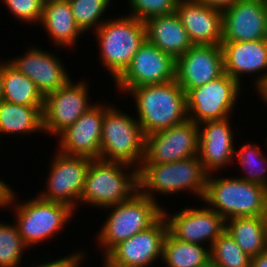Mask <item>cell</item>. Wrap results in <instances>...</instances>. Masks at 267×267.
I'll return each instance as SVG.
<instances>
[{"instance_id": "6", "label": "cell", "mask_w": 267, "mask_h": 267, "mask_svg": "<svg viewBox=\"0 0 267 267\" xmlns=\"http://www.w3.org/2000/svg\"><path fill=\"white\" fill-rule=\"evenodd\" d=\"M113 209L98 234L99 245L104 256L120 242L152 226L162 215L158 202L142 195L139 191L130 199L107 206Z\"/></svg>"}, {"instance_id": "31", "label": "cell", "mask_w": 267, "mask_h": 267, "mask_svg": "<svg viewBox=\"0 0 267 267\" xmlns=\"http://www.w3.org/2000/svg\"><path fill=\"white\" fill-rule=\"evenodd\" d=\"M77 26L84 33L91 28L97 30L103 23L100 19L106 12L110 0H68ZM100 20V21H99Z\"/></svg>"}, {"instance_id": "9", "label": "cell", "mask_w": 267, "mask_h": 267, "mask_svg": "<svg viewBox=\"0 0 267 267\" xmlns=\"http://www.w3.org/2000/svg\"><path fill=\"white\" fill-rule=\"evenodd\" d=\"M240 85L224 73L213 81L191 89L186 94L188 119L199 124L228 118L240 94Z\"/></svg>"}, {"instance_id": "10", "label": "cell", "mask_w": 267, "mask_h": 267, "mask_svg": "<svg viewBox=\"0 0 267 267\" xmlns=\"http://www.w3.org/2000/svg\"><path fill=\"white\" fill-rule=\"evenodd\" d=\"M199 124L187 119L145 136V156L141 163L165 164L198 155Z\"/></svg>"}, {"instance_id": "42", "label": "cell", "mask_w": 267, "mask_h": 267, "mask_svg": "<svg viewBox=\"0 0 267 267\" xmlns=\"http://www.w3.org/2000/svg\"><path fill=\"white\" fill-rule=\"evenodd\" d=\"M197 267H215V266H214L213 262L210 261V262H208L207 264H205L203 266H197Z\"/></svg>"}, {"instance_id": "33", "label": "cell", "mask_w": 267, "mask_h": 267, "mask_svg": "<svg viewBox=\"0 0 267 267\" xmlns=\"http://www.w3.org/2000/svg\"><path fill=\"white\" fill-rule=\"evenodd\" d=\"M177 2L178 0H129L132 12L128 15L146 21L150 17L176 12Z\"/></svg>"}, {"instance_id": "43", "label": "cell", "mask_w": 267, "mask_h": 267, "mask_svg": "<svg viewBox=\"0 0 267 267\" xmlns=\"http://www.w3.org/2000/svg\"><path fill=\"white\" fill-rule=\"evenodd\" d=\"M42 1L45 3V2H48V1H53V0H42Z\"/></svg>"}, {"instance_id": "36", "label": "cell", "mask_w": 267, "mask_h": 267, "mask_svg": "<svg viewBox=\"0 0 267 267\" xmlns=\"http://www.w3.org/2000/svg\"><path fill=\"white\" fill-rule=\"evenodd\" d=\"M12 189L0 180V208L7 207L8 205H12L15 199V193H13Z\"/></svg>"}, {"instance_id": "15", "label": "cell", "mask_w": 267, "mask_h": 267, "mask_svg": "<svg viewBox=\"0 0 267 267\" xmlns=\"http://www.w3.org/2000/svg\"><path fill=\"white\" fill-rule=\"evenodd\" d=\"M267 39V0H238L222 11V41Z\"/></svg>"}, {"instance_id": "28", "label": "cell", "mask_w": 267, "mask_h": 267, "mask_svg": "<svg viewBox=\"0 0 267 267\" xmlns=\"http://www.w3.org/2000/svg\"><path fill=\"white\" fill-rule=\"evenodd\" d=\"M162 261L166 267L203 266L211 261L210 248L178 240L168 231L163 243Z\"/></svg>"}, {"instance_id": "7", "label": "cell", "mask_w": 267, "mask_h": 267, "mask_svg": "<svg viewBox=\"0 0 267 267\" xmlns=\"http://www.w3.org/2000/svg\"><path fill=\"white\" fill-rule=\"evenodd\" d=\"M144 156L145 135L139 122L110 106L103 118L99 159L133 166L139 164L136 166L139 168Z\"/></svg>"}, {"instance_id": "26", "label": "cell", "mask_w": 267, "mask_h": 267, "mask_svg": "<svg viewBox=\"0 0 267 267\" xmlns=\"http://www.w3.org/2000/svg\"><path fill=\"white\" fill-rule=\"evenodd\" d=\"M2 100L26 106L43 107L44 96L35 83L9 62L2 63Z\"/></svg>"}, {"instance_id": "17", "label": "cell", "mask_w": 267, "mask_h": 267, "mask_svg": "<svg viewBox=\"0 0 267 267\" xmlns=\"http://www.w3.org/2000/svg\"><path fill=\"white\" fill-rule=\"evenodd\" d=\"M167 211L163 209L168 224V231L178 240L204 244L209 240V248L215 240L225 231V219L210 206L208 208L184 209L167 217ZM208 239V240H207Z\"/></svg>"}, {"instance_id": "19", "label": "cell", "mask_w": 267, "mask_h": 267, "mask_svg": "<svg viewBox=\"0 0 267 267\" xmlns=\"http://www.w3.org/2000/svg\"><path fill=\"white\" fill-rule=\"evenodd\" d=\"M23 55L8 62L31 79L43 96L57 91L70 81L64 64L54 54L34 48Z\"/></svg>"}, {"instance_id": "32", "label": "cell", "mask_w": 267, "mask_h": 267, "mask_svg": "<svg viewBox=\"0 0 267 267\" xmlns=\"http://www.w3.org/2000/svg\"><path fill=\"white\" fill-rule=\"evenodd\" d=\"M25 247L16 224L0 223V267H18Z\"/></svg>"}, {"instance_id": "11", "label": "cell", "mask_w": 267, "mask_h": 267, "mask_svg": "<svg viewBox=\"0 0 267 267\" xmlns=\"http://www.w3.org/2000/svg\"><path fill=\"white\" fill-rule=\"evenodd\" d=\"M51 163L47 190L39 197L44 200L66 204L75 210L80 201L91 158L56 154Z\"/></svg>"}, {"instance_id": "29", "label": "cell", "mask_w": 267, "mask_h": 267, "mask_svg": "<svg viewBox=\"0 0 267 267\" xmlns=\"http://www.w3.org/2000/svg\"><path fill=\"white\" fill-rule=\"evenodd\" d=\"M210 254L215 267H251V257L225 231L212 244Z\"/></svg>"}, {"instance_id": "4", "label": "cell", "mask_w": 267, "mask_h": 267, "mask_svg": "<svg viewBox=\"0 0 267 267\" xmlns=\"http://www.w3.org/2000/svg\"><path fill=\"white\" fill-rule=\"evenodd\" d=\"M102 63L116 81L129 67L146 38L145 22L133 16L107 20L94 31Z\"/></svg>"}, {"instance_id": "23", "label": "cell", "mask_w": 267, "mask_h": 267, "mask_svg": "<svg viewBox=\"0 0 267 267\" xmlns=\"http://www.w3.org/2000/svg\"><path fill=\"white\" fill-rule=\"evenodd\" d=\"M144 22L147 40L175 60L194 45L176 12Z\"/></svg>"}, {"instance_id": "35", "label": "cell", "mask_w": 267, "mask_h": 267, "mask_svg": "<svg viewBox=\"0 0 267 267\" xmlns=\"http://www.w3.org/2000/svg\"><path fill=\"white\" fill-rule=\"evenodd\" d=\"M83 252L77 251L76 253L69 254L68 257L56 259L53 262L38 264L35 267H79L80 262L83 261Z\"/></svg>"}, {"instance_id": "24", "label": "cell", "mask_w": 267, "mask_h": 267, "mask_svg": "<svg viewBox=\"0 0 267 267\" xmlns=\"http://www.w3.org/2000/svg\"><path fill=\"white\" fill-rule=\"evenodd\" d=\"M43 24L56 45L73 46L76 38L84 34L77 26L68 0H53L43 5Z\"/></svg>"}, {"instance_id": "40", "label": "cell", "mask_w": 267, "mask_h": 267, "mask_svg": "<svg viewBox=\"0 0 267 267\" xmlns=\"http://www.w3.org/2000/svg\"><path fill=\"white\" fill-rule=\"evenodd\" d=\"M104 258L105 260L103 261L105 265H103V267H130V266H125V265H121L118 263H114L106 255L104 256Z\"/></svg>"}, {"instance_id": "20", "label": "cell", "mask_w": 267, "mask_h": 267, "mask_svg": "<svg viewBox=\"0 0 267 267\" xmlns=\"http://www.w3.org/2000/svg\"><path fill=\"white\" fill-rule=\"evenodd\" d=\"M176 13L194 45L222 44V10L196 0H178Z\"/></svg>"}, {"instance_id": "30", "label": "cell", "mask_w": 267, "mask_h": 267, "mask_svg": "<svg viewBox=\"0 0 267 267\" xmlns=\"http://www.w3.org/2000/svg\"><path fill=\"white\" fill-rule=\"evenodd\" d=\"M236 152L243 169L245 171L250 169L246 172V177L239 178L261 184L267 188V156L262 155V150L256 144L247 143Z\"/></svg>"}, {"instance_id": "21", "label": "cell", "mask_w": 267, "mask_h": 267, "mask_svg": "<svg viewBox=\"0 0 267 267\" xmlns=\"http://www.w3.org/2000/svg\"><path fill=\"white\" fill-rule=\"evenodd\" d=\"M229 124L228 118L199 123L198 156L208 174L209 172L212 174L213 170L224 168L234 160L236 152Z\"/></svg>"}, {"instance_id": "18", "label": "cell", "mask_w": 267, "mask_h": 267, "mask_svg": "<svg viewBox=\"0 0 267 267\" xmlns=\"http://www.w3.org/2000/svg\"><path fill=\"white\" fill-rule=\"evenodd\" d=\"M111 105H94L59 134L60 153L68 156L100 158L102 123Z\"/></svg>"}, {"instance_id": "27", "label": "cell", "mask_w": 267, "mask_h": 267, "mask_svg": "<svg viewBox=\"0 0 267 267\" xmlns=\"http://www.w3.org/2000/svg\"><path fill=\"white\" fill-rule=\"evenodd\" d=\"M43 107L0 101V133L12 135L43 131Z\"/></svg>"}, {"instance_id": "3", "label": "cell", "mask_w": 267, "mask_h": 267, "mask_svg": "<svg viewBox=\"0 0 267 267\" xmlns=\"http://www.w3.org/2000/svg\"><path fill=\"white\" fill-rule=\"evenodd\" d=\"M228 178V179H227ZM207 176L203 200L225 220L235 217L267 216V188L237 177Z\"/></svg>"}, {"instance_id": "8", "label": "cell", "mask_w": 267, "mask_h": 267, "mask_svg": "<svg viewBox=\"0 0 267 267\" xmlns=\"http://www.w3.org/2000/svg\"><path fill=\"white\" fill-rule=\"evenodd\" d=\"M15 208V223L27 247L52 238L74 212L66 204L44 200L39 196L20 203Z\"/></svg>"}, {"instance_id": "14", "label": "cell", "mask_w": 267, "mask_h": 267, "mask_svg": "<svg viewBox=\"0 0 267 267\" xmlns=\"http://www.w3.org/2000/svg\"><path fill=\"white\" fill-rule=\"evenodd\" d=\"M223 74L221 45H193L176 59L175 80L186 94Z\"/></svg>"}, {"instance_id": "1", "label": "cell", "mask_w": 267, "mask_h": 267, "mask_svg": "<svg viewBox=\"0 0 267 267\" xmlns=\"http://www.w3.org/2000/svg\"><path fill=\"white\" fill-rule=\"evenodd\" d=\"M128 93L135 98L137 121L145 136L188 119L186 93L176 80L134 87Z\"/></svg>"}, {"instance_id": "5", "label": "cell", "mask_w": 267, "mask_h": 267, "mask_svg": "<svg viewBox=\"0 0 267 267\" xmlns=\"http://www.w3.org/2000/svg\"><path fill=\"white\" fill-rule=\"evenodd\" d=\"M121 162L91 159L80 202L107 207L130 199L138 192V168ZM83 201V202H82Z\"/></svg>"}, {"instance_id": "16", "label": "cell", "mask_w": 267, "mask_h": 267, "mask_svg": "<svg viewBox=\"0 0 267 267\" xmlns=\"http://www.w3.org/2000/svg\"><path fill=\"white\" fill-rule=\"evenodd\" d=\"M168 232V224L162 215L148 229L113 247L106 256L114 263L130 267H147L161 256L163 243Z\"/></svg>"}, {"instance_id": "12", "label": "cell", "mask_w": 267, "mask_h": 267, "mask_svg": "<svg viewBox=\"0 0 267 267\" xmlns=\"http://www.w3.org/2000/svg\"><path fill=\"white\" fill-rule=\"evenodd\" d=\"M175 68L176 60L146 39L114 83L124 92L143 85L165 84L175 80Z\"/></svg>"}, {"instance_id": "41", "label": "cell", "mask_w": 267, "mask_h": 267, "mask_svg": "<svg viewBox=\"0 0 267 267\" xmlns=\"http://www.w3.org/2000/svg\"><path fill=\"white\" fill-rule=\"evenodd\" d=\"M3 98V91H2V63H0V101Z\"/></svg>"}, {"instance_id": "13", "label": "cell", "mask_w": 267, "mask_h": 267, "mask_svg": "<svg viewBox=\"0 0 267 267\" xmlns=\"http://www.w3.org/2000/svg\"><path fill=\"white\" fill-rule=\"evenodd\" d=\"M70 80L64 87L44 96L43 131L59 135L93 106L89 104L88 84ZM48 131V132H47Z\"/></svg>"}, {"instance_id": "2", "label": "cell", "mask_w": 267, "mask_h": 267, "mask_svg": "<svg viewBox=\"0 0 267 267\" xmlns=\"http://www.w3.org/2000/svg\"><path fill=\"white\" fill-rule=\"evenodd\" d=\"M207 176L198 155L165 164L141 163L138 168V191L156 201L153 195L155 191L175 194L189 190L203 200Z\"/></svg>"}, {"instance_id": "25", "label": "cell", "mask_w": 267, "mask_h": 267, "mask_svg": "<svg viewBox=\"0 0 267 267\" xmlns=\"http://www.w3.org/2000/svg\"><path fill=\"white\" fill-rule=\"evenodd\" d=\"M225 232L251 258L267 250V216L227 219Z\"/></svg>"}, {"instance_id": "37", "label": "cell", "mask_w": 267, "mask_h": 267, "mask_svg": "<svg viewBox=\"0 0 267 267\" xmlns=\"http://www.w3.org/2000/svg\"><path fill=\"white\" fill-rule=\"evenodd\" d=\"M199 3L207 5L212 8H216L219 10H224L232 6L238 0H196Z\"/></svg>"}, {"instance_id": "34", "label": "cell", "mask_w": 267, "mask_h": 267, "mask_svg": "<svg viewBox=\"0 0 267 267\" xmlns=\"http://www.w3.org/2000/svg\"><path fill=\"white\" fill-rule=\"evenodd\" d=\"M15 17L28 23L41 22L43 16L42 0H3Z\"/></svg>"}, {"instance_id": "38", "label": "cell", "mask_w": 267, "mask_h": 267, "mask_svg": "<svg viewBox=\"0 0 267 267\" xmlns=\"http://www.w3.org/2000/svg\"><path fill=\"white\" fill-rule=\"evenodd\" d=\"M251 267H267V250L251 258Z\"/></svg>"}, {"instance_id": "22", "label": "cell", "mask_w": 267, "mask_h": 267, "mask_svg": "<svg viewBox=\"0 0 267 267\" xmlns=\"http://www.w3.org/2000/svg\"><path fill=\"white\" fill-rule=\"evenodd\" d=\"M224 73L234 78L238 83L241 74L257 73L263 70V75L255 80L257 85L267 73V39L257 41H222Z\"/></svg>"}, {"instance_id": "39", "label": "cell", "mask_w": 267, "mask_h": 267, "mask_svg": "<svg viewBox=\"0 0 267 267\" xmlns=\"http://www.w3.org/2000/svg\"><path fill=\"white\" fill-rule=\"evenodd\" d=\"M255 87L256 89L258 88V93L261 94L262 100L267 103V73H265L262 80Z\"/></svg>"}]
</instances>
